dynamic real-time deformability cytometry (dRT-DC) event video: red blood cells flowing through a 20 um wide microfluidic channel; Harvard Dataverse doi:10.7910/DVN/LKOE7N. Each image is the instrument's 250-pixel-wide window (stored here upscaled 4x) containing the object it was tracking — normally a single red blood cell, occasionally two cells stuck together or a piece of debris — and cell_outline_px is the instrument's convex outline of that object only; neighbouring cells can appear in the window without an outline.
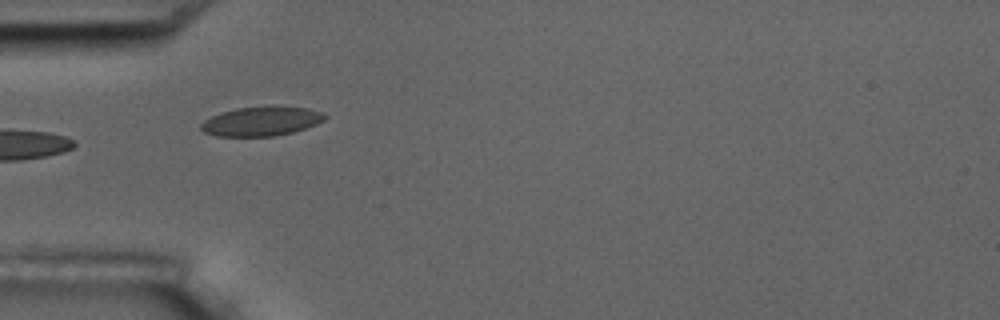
{"species": "common noctule bat (a hibernating species)", "species_latin": "Nyctalus noctula", "temperature_condition": "room temperature", "stored_images_in_passage": 17, "camera_frame_rate_fps": 3000, "um_per_image_px": 0.085, "animal": {"sex": "male", "body_mass_g": 17.5, "forearm_length_mm": 52.3}, "frame": {"image": 1, "passage_image": 6, "time_ms": 6.0, "image_size_px": [1000, 320], "cell_outline_px": [[328, 116], [324, 120], [316, 124], [292, 132], [272, 136], [216, 136], [204, 132], [200, 128], [200, 124], [204, 120], [220, 112], [236, 108], [268, 104], [272, 104], [308, 108], [320, 112]], "centroid_in_image_um": [22.2, 10.27], "position_along_channel_um": 62.8, "area_um2": 21.56}}